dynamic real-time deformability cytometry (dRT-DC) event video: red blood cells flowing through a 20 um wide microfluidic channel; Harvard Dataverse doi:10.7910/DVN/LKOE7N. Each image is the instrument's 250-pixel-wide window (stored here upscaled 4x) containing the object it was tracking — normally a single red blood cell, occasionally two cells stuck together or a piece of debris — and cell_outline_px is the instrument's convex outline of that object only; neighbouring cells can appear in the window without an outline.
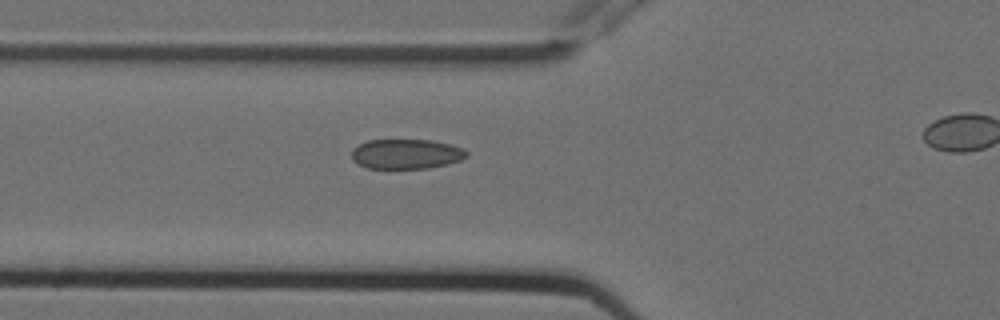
{"species": "Egyptian fruit bat (a non-hibernating species)", "species_latin": "Rousettus aegyptiacus", "temperature_condition": "cold", "stored_images_in_passage": 5, "camera_frame_rate_fps": 3000, "um_per_image_px": 0.085, "animal": {"sex": "female"}, "frame": {"image": 1, "passage_image": 4, "time_ms": 1.0, "image_size_px": [1000, 320], "cell_outline_px": [[468, 156], [460, 160], [448, 164], [428, 168], [368, 168], [352, 160], [352, 148], [368, 140], [432, 140], [452, 144], [464, 148], [468, 152]], "centroid_in_image_um": [34.57, 13.08], "position_along_channel_um": 91.2, "area_um2": 20.06}}